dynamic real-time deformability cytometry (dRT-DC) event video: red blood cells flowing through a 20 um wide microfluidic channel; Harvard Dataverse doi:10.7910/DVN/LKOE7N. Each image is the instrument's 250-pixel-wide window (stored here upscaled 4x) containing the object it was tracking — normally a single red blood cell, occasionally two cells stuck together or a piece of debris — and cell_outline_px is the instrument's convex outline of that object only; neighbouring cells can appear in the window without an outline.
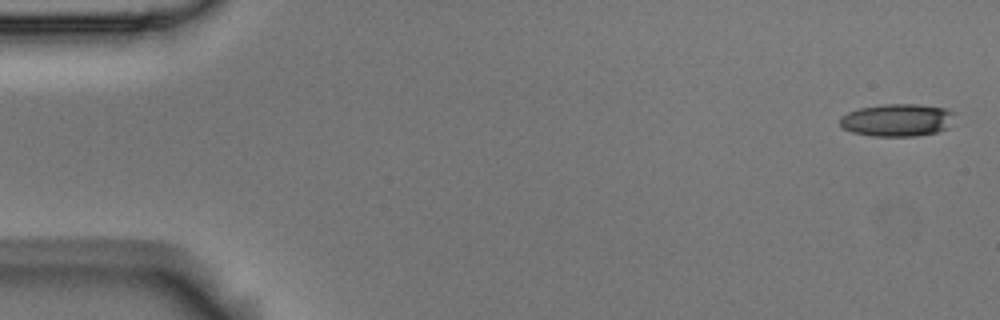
{"species": "Egyptian fruit bat (a non-hibernating species)", "species_latin": "Rousettus aegyptiacus", "temperature_condition": "room temperature", "stored_images_in_passage": 4, "camera_frame_rate_fps": 3000, "um_per_image_px": 0.085, "animal": {"sex": "male"}, "frame": {"image": 1, "passage_image": 1, "time_ms": 0.0, "image_size_px": [1000, 320], "cell_outline_px": [[956, 112], [948, 128], [936, 132], [916, 136], [872, 136], [852, 132], [844, 128], [840, 124], [840, 116], [848, 112], [860, 108], [884, 104], [920, 104], [948, 108]], "centroid_in_image_um": [76.3, 10.2], "position_along_channel_um": 8.7, "area_um2": 21.96}}
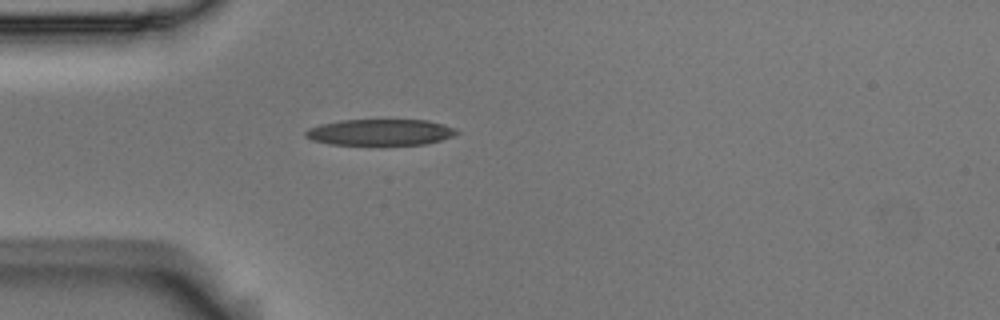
{"frame": {"image": 2, "passage_image": 4, "time_ms": 1.0, "image_size_px": [1000, 320], "cell_outline_px": [[460, 132], [452, 136], [440, 140], [424, 144], [328, 144], [312, 140], [304, 136], [304, 132], [308, 128], [320, 124], [340, 120], [428, 120], [444, 124], [456, 128]], "centroid_in_image_um": [32.3, 11.23], "position_along_channel_um": 52.7, "area_um2": 23.0}}